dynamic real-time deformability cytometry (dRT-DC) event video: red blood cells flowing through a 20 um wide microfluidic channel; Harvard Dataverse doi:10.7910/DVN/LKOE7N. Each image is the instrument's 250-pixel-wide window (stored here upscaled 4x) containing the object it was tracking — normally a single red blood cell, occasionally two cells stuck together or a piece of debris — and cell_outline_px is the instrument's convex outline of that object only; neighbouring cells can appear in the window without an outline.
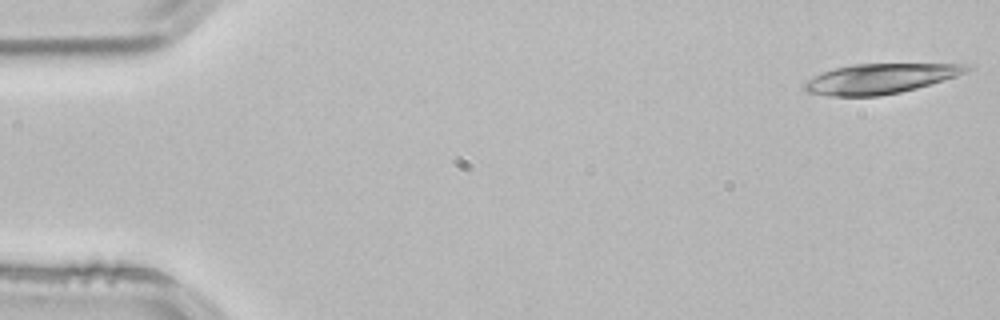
{"species": "common noctule bat (a hibernating species)", "species_latin": "Nyctalus noctula", "temperature_condition": "room temperature", "stored_images_in_passage": 51, "camera_frame_rate_fps": 3000, "um_per_image_px": 0.085, "animal": {"sex": "male", "body_mass_g": 21.5, "forearm_length_mm": 52.0}, "frame": {"image": 1, "passage_image": 1, "time_ms": 0.0, "image_size_px": [1000, 320], "cell_outline_px": [[972, 68], [956, 76], [916, 88], [900, 92], [880, 96], [828, 96], [808, 92], [804, 88], [804, 84], [808, 80], [824, 72], [836, 68], [852, 64], [972, 64]], "centroid_in_image_um": [74.83, 6.68], "position_along_channel_um": 10.2, "area_um2": 27.92}}
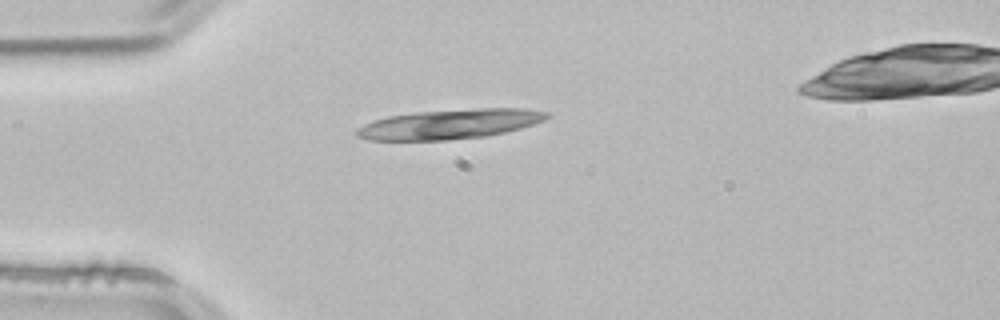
{"frame": {"image": 2, "passage_image": 13, "time_ms": 4.0, "image_size_px": [1000, 320], "cell_outline_px": [[552, 116], [544, 120], [520, 128], [504, 132], [484, 136], [448, 140], [368, 140], [356, 136], [356, 128], [372, 120], [388, 116], [416, 112], [476, 108], [524, 108], [548, 112]], "centroid_in_image_um": [38.21, 10.54], "position_along_channel_um": 46.8, "area_um2": 32.95}}